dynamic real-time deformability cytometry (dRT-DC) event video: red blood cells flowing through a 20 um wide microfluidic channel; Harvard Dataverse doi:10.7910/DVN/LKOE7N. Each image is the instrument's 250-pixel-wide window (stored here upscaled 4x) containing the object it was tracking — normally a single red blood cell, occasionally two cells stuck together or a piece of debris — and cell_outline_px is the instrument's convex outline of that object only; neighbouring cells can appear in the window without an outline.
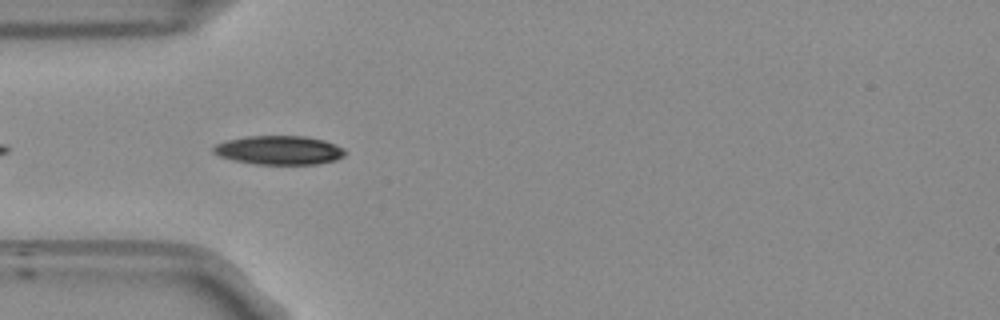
{"species": "Egyptian fruit bat (a non-hibernating species)", "species_latin": "Rousettus aegyptiacus", "temperature_condition": "room temperature", "stored_images_in_passage": 6, "camera_frame_rate_fps": 3000, "um_per_image_px": 0.085, "frame": {"image": 1, "passage_image": 3, "time_ms": 0.667, "image_size_px": [1000, 320], "cell_outline_px": [[344, 156], [336, 160], [316, 164], [256, 164], [236, 160], [220, 156], [212, 152], [212, 148], [216, 144], [228, 140], [248, 136], [304, 136], [324, 140], [336, 144], [344, 148]], "centroid_in_image_um": [23.75, 12.76], "position_along_channel_um": 61.3, "area_um2": 22.02}}